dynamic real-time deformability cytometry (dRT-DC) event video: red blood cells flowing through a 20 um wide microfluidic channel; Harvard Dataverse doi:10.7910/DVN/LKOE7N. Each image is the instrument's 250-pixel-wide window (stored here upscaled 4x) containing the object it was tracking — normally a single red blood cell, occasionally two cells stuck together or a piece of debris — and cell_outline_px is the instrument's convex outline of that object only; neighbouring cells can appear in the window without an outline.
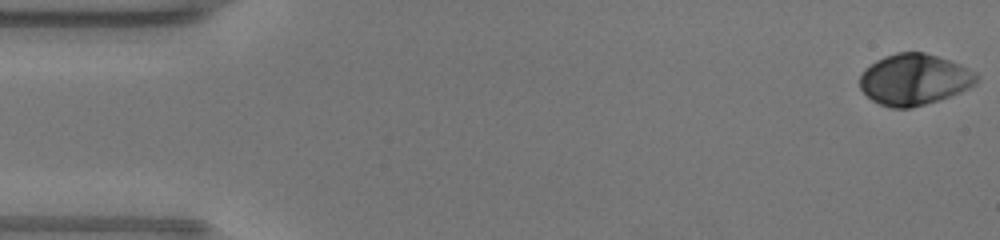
{"species": "human", "species_latin": "Homo sapiens", "temperature_condition": "warm", "stored_images_in_passage": 48, "camera_frame_rate_fps": 3000, "um_per_image_px": 0.085, "donor": {"sex": "male"}, "frame": {"image": 1, "passage_image": 1, "time_ms": 0.0, "image_size_px": [1000, 240], "cell_outline_px": [[980, 80], [976, 84], [960, 92], [940, 100], [912, 108], [892, 108], [880, 104], [872, 100], [860, 88], [860, 76], [864, 68], [876, 60], [884, 56], [896, 52], [924, 52], [960, 64], [976, 72], [980, 76]], "centroid_in_image_um": [77.73, 6.76], "position_along_channel_um": 7.3, "area_um2": 35.03}}
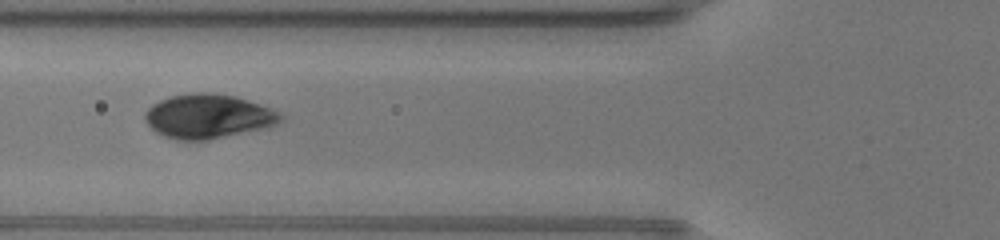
{"frame": {"image": 2, "passage_image": 18, "time_ms": 5.667, "image_size_px": [1000, 240], "cell_outline_px": [[284, 120], [268, 128], [208, 140], [176, 140], [164, 136], [156, 132], [144, 120], [144, 112], [152, 104], [160, 100], [172, 96], [196, 92], [212, 92], [236, 96], [260, 104], [280, 112], [284, 116]], "centroid_in_image_um": [17.72, 9.89], "position_along_channel_um": 108.1, "area_um2": 35.32}}
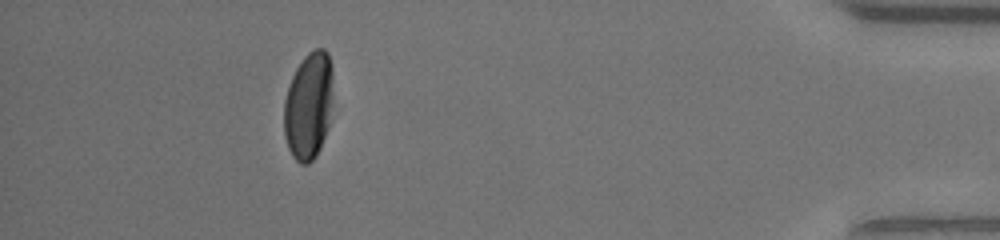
{"frame": {"image": 3, "passage_image": 43, "time_ms": 14.0, "image_size_px": [1000, 240], "cell_outline_px": [[332, 104], [328, 128], [320, 148], [316, 156], [308, 164], [300, 164], [292, 156], [288, 148], [284, 136], [284, 100], [292, 76], [296, 68], [304, 56], [312, 48], [324, 48], [328, 52], [332, 68]], "centroid_in_image_um": [26.23, 8.98], "position_along_channel_um": 409.0, "area_um2": 31.1}, "authors_computed_cell_mechanics": {"area_um2": 34.5644, "velocity_mm_per_s": 4.3619, "shape_relaxation_time_tau1_ms": 1.9382, "shape_relaxation_time_tau2_ms": null, "deformation_change_tau1": 0.1562, "deformation_change_tau2": null}}